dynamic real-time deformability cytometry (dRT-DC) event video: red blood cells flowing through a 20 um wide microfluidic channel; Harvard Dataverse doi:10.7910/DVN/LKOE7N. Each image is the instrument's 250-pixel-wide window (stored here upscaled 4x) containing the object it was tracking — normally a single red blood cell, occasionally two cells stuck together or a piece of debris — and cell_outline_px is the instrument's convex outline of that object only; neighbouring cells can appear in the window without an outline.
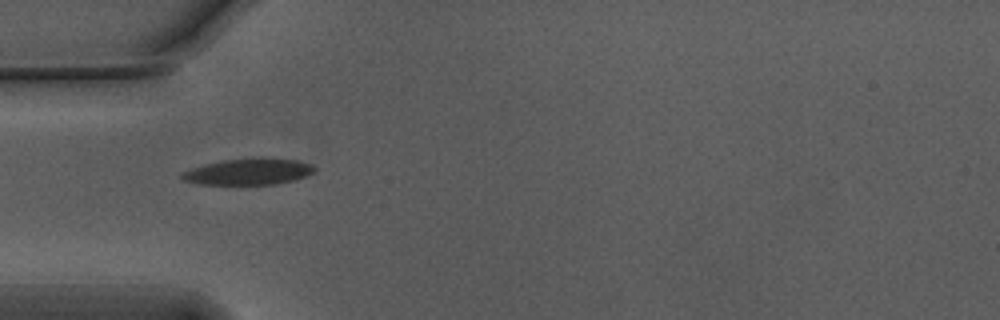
{"species": "Egyptian fruit bat (a non-hibernating species)", "species_latin": "Rousettus aegyptiacus", "temperature_condition": "warm", "stored_images_in_passage": 4, "camera_frame_rate_fps": 3000, "um_per_image_px": 0.085, "animal": {"sex": "male"}, "frame": {"image": 1, "passage_image": 1, "time_ms": 0.0, "image_size_px": [1000, 320], "cell_outline_px": [[316, 168], [312, 172], [304, 176], [292, 180], [276, 184], [200, 184], [184, 180], [180, 176], [184, 172], [192, 168], [204, 164], [224, 160], [256, 156], [264, 156], [296, 160], [312, 164]], "centroid_in_image_um": [21.15, 14.56], "position_along_channel_um": 63.9, "area_um2": 20.4}}